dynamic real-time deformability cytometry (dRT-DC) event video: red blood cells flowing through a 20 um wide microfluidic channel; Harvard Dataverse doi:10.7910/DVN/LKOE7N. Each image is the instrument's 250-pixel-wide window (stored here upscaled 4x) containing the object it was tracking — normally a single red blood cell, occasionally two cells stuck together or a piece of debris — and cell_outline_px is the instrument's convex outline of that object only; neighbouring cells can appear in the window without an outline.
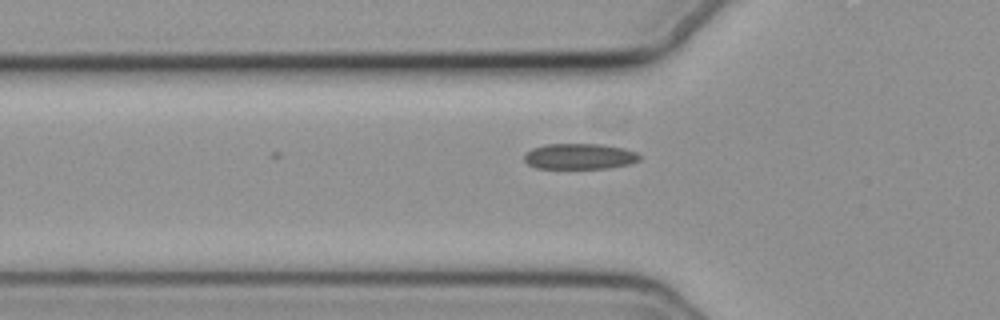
{"species": "common noctule bat (a hibernating species)", "species_latin": "Nyctalus noctula", "temperature_condition": "cold", "stored_images_in_passage": 13, "camera_frame_rate_fps": 3000, "um_per_image_px": 0.085, "animal": {"sex": "female", "body_mass_g": 19.3, "forearm_length_mm": 54.1}, "frame": {"image": 1, "passage_image": 2, "time_ms": 0.333, "image_size_px": [1000, 320], "cell_outline_px": [[640, 160], [628, 164], [608, 168], [536, 168], [528, 164], [524, 160], [524, 152], [532, 148], [544, 144], [604, 144], [624, 148], [636, 152], [640, 156]], "centroid_in_image_um": [49.24, 13.28], "position_along_channel_um": 76.6, "area_um2": 17.4}}
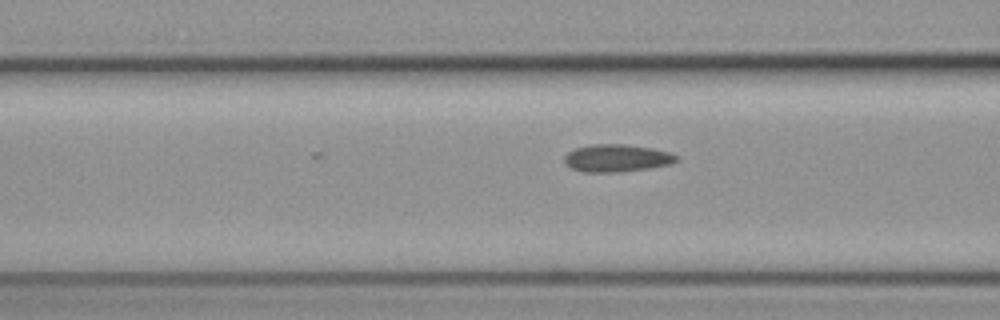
{"frame": {"image": 2, "passage_image": 5, "time_ms": 1.333, "image_size_px": [1000, 320], "cell_outline_px": [[680, 160], [672, 164], [648, 168], [616, 172], [584, 172], [572, 168], [564, 160], [564, 156], [568, 152], [576, 148], [592, 144], [624, 144], [652, 148], [668, 152], [680, 156]], "centroid_in_image_um": [52.47, 13.43], "position_along_channel_um": 114.1, "area_um2": 17.92}}
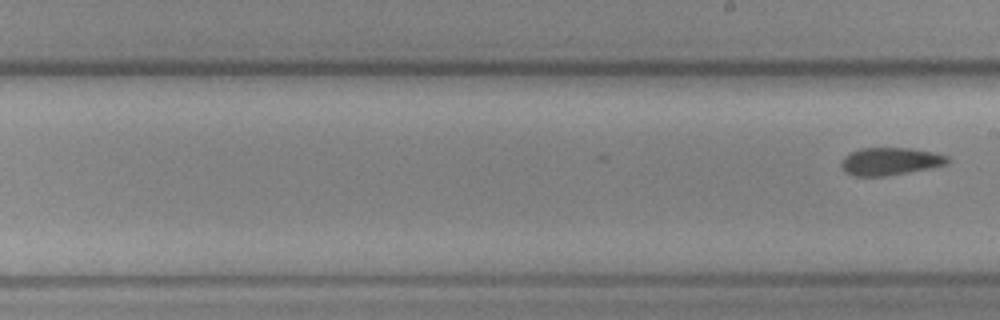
{"frame": {"image": 3, "passage_image": 13, "time_ms": 4.0, "image_size_px": [1000, 320], "cell_outline_px": [[948, 164], [932, 168], [884, 176], [852, 176], [844, 172], [840, 164], [840, 160], [844, 156], [860, 148], [912, 148], [932, 152], [948, 156]], "centroid_in_image_um": [75.63, 13.72], "position_along_channel_um": 213.4, "area_um2": 17.22}}